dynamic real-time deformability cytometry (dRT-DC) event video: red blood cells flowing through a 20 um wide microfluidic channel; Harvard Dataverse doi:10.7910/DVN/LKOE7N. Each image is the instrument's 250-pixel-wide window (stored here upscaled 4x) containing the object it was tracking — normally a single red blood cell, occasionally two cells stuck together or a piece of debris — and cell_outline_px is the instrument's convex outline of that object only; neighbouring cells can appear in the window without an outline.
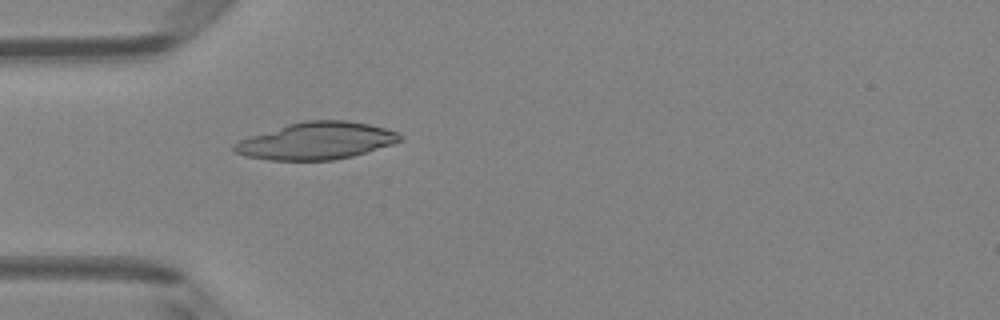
{"species": "Egyptian fruit bat (a non-hibernating species)", "species_latin": "Rousettus aegyptiacus", "temperature_condition": "room temperature", "stored_images_in_passage": 1, "camera_frame_rate_fps": 3000, "um_per_image_px": 0.085, "animal": {"sex": "female"}, "frame": {"image": 1, "passage_image": 1, "time_ms": 0.0, "image_size_px": [1000, 320], "cell_outline_px": [[400, 140], [392, 144], [352, 156], [332, 160], [268, 160], [248, 156], [236, 152], [232, 148], [232, 144], [240, 140], [288, 124], [308, 120], [348, 120], [368, 124], [384, 128], [396, 132], [400, 136]], "centroid_in_image_um": [26.88, 11.97], "position_along_channel_um": 58.1, "area_um2": 35.26}}